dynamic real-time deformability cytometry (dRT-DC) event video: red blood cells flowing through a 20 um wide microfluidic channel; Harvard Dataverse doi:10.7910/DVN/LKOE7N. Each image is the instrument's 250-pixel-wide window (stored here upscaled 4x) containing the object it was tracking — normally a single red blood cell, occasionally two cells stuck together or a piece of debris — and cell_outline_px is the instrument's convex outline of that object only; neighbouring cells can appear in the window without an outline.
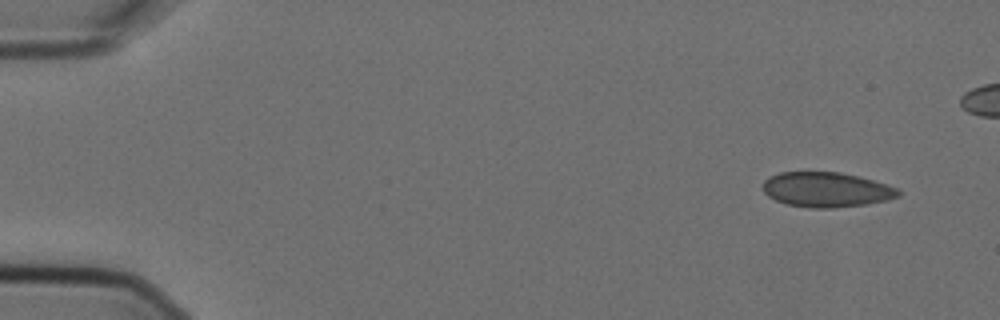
{"species": "Egyptian fruit bat (a non-hibernating species)", "species_latin": "Rousettus aegyptiacus", "temperature_condition": "cold", "stored_images_in_passage": 5, "camera_frame_rate_fps": 3000, "um_per_image_px": 0.085, "animal": {"sex": "female"}, "frame": {"image": 1, "passage_image": 1, "time_ms": 0.0, "image_size_px": [1000, 320], "cell_outline_px": [[900, 196], [868, 204], [832, 208], [808, 208], [788, 204], [776, 200], [768, 196], [764, 192], [764, 180], [768, 176], [780, 172], [840, 172], [872, 180], [896, 188], [900, 192]], "centroid_in_image_um": [70.21, 16.12], "position_along_channel_um": 14.8, "area_um2": 27.34}}